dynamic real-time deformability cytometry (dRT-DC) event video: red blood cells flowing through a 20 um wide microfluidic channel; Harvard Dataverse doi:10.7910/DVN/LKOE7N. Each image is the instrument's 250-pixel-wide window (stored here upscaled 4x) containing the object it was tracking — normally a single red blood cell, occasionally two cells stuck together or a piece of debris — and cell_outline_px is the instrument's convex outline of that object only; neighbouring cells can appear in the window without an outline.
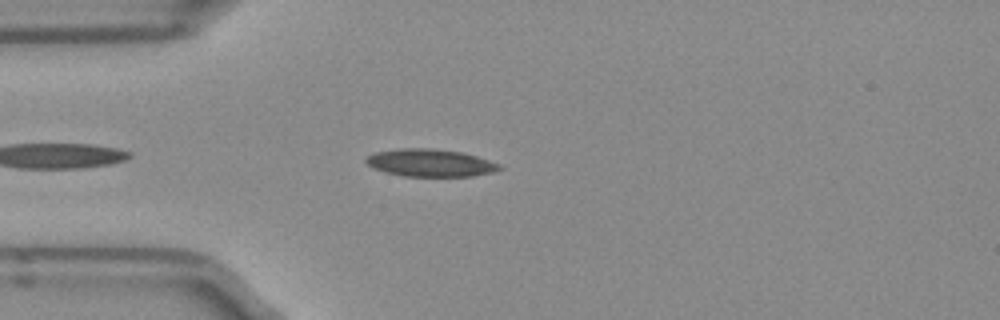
{"species": "Egyptian fruit bat (a non-hibernating species)", "species_latin": "Rousettus aegyptiacus", "temperature_condition": "room temperature", "stored_images_in_passage": 41, "camera_frame_rate_fps": 3000, "um_per_image_px": 0.085, "frame": {"image": 1, "passage_image": 4, "time_ms": 1.0, "image_size_px": [1000, 320], "cell_outline_px": [[504, 168], [492, 172], [472, 176], [404, 176], [384, 172], [372, 168], [364, 160], [368, 156], [376, 152], [400, 148], [432, 148], [464, 152], [500, 164]], "centroid_in_image_um": [36.57, 13.84], "position_along_channel_um": 48.4, "area_um2": 21.44}}
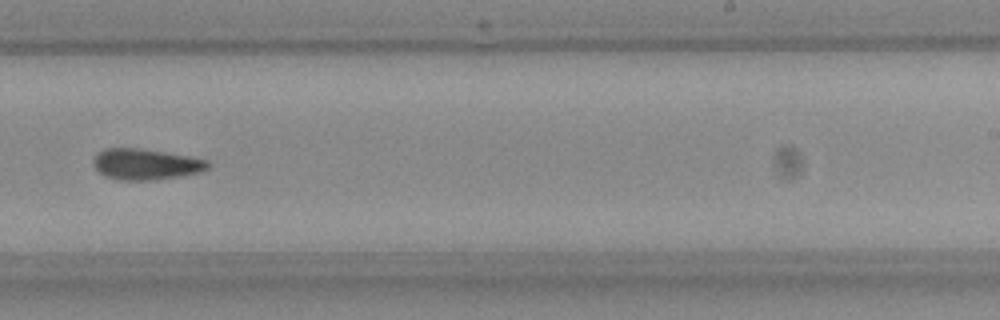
{"frame": {"image": 2, "passage_image": 22, "time_ms": 7.0, "image_size_px": [1000, 320], "cell_outline_px": [[212, 164], [208, 168], [200, 172], [180, 176], [156, 180], [120, 180], [108, 176], [100, 172], [92, 164], [92, 160], [96, 152], [104, 148], [140, 148], [188, 156], [208, 160]], "centroid_in_image_um": [12.38, 13.95], "position_along_channel_um": 276.6, "area_um2": 20.75}}
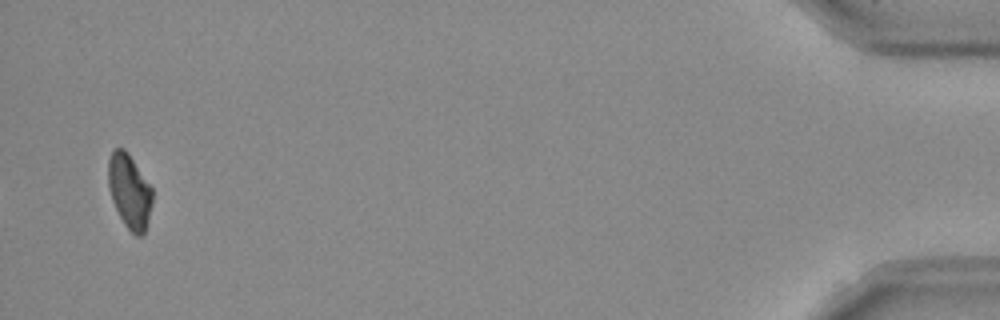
{"frame": {"image": 3, "passage_image": 40, "time_ms": 13.0, "image_size_px": [1000, 320], "cell_outline_px": [[152, 204], [148, 220], [144, 232], [140, 236], [136, 236], [124, 224], [112, 200], [108, 188], [108, 160], [112, 152], [116, 148], [124, 148], [128, 152], [152, 188]], "centroid_in_image_um": [11.0, 16.24], "position_along_channel_um": 424.2, "area_um2": 18.96}, "authors_computed_cell_mechanics": {"area_um2": 20.23, "velocity_mm_per_s": 3.9677, "shape_relaxation_time_tau1_ms": 4.8995, "shape_relaxation_time_tau2_ms": 10.9518, "deformation_change_tau1": 0.1435, "deformation_change_tau2": 0.2019}}